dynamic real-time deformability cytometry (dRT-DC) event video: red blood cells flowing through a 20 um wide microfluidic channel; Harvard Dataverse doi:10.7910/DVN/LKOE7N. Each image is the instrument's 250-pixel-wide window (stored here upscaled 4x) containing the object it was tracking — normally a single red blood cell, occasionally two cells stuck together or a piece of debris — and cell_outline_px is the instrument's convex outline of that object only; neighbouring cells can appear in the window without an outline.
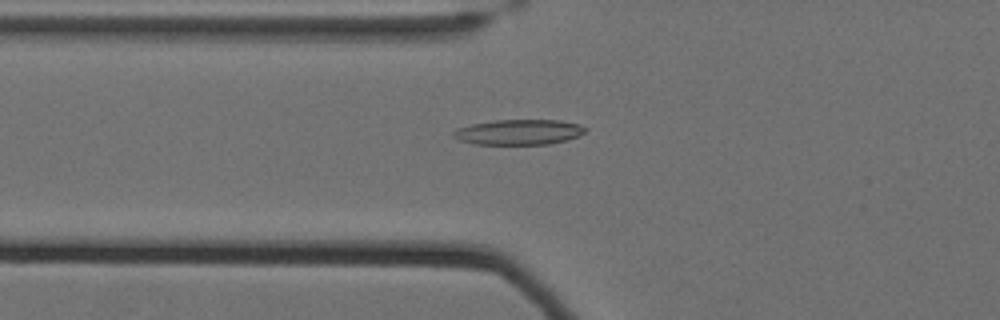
{"species": "Egyptian fruit bat (a non-hibernating species)", "species_latin": "Rousettus aegyptiacus", "temperature_condition": "cold", "stored_images_in_passage": 38, "camera_frame_rate_fps": 3000, "um_per_image_px": 0.085, "animal": {"sex": "female"}, "frame": {"image": 1, "passage_image": 5, "time_ms": 1.333, "image_size_px": [1000, 320], "cell_outline_px": [[588, 128], [580, 136], [568, 140], [548, 144], [476, 144], [456, 140], [452, 136], [452, 132], [456, 128], [472, 124], [496, 120], [560, 120], [580, 124]], "centroid_in_image_um": [44.1, 11.23], "position_along_channel_um": 81.7, "area_um2": 19.65}}
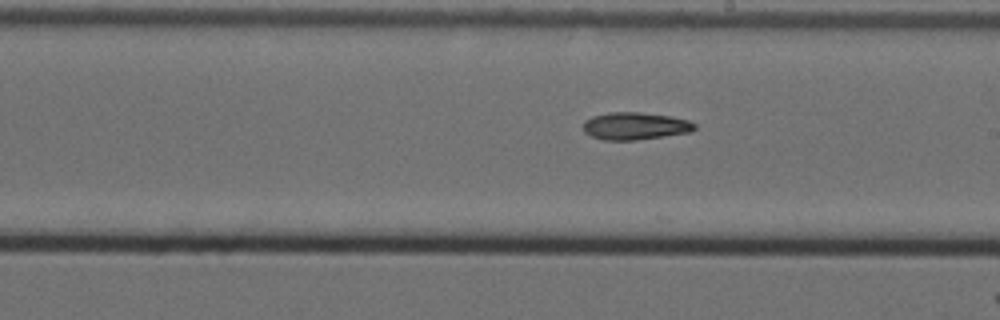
{"frame": {"image": 2, "passage_image": 18, "time_ms": 5.667, "image_size_px": [1000, 320], "cell_outline_px": [[696, 128], [688, 132], [636, 140], [604, 140], [592, 136], [584, 132], [584, 120], [592, 116], [608, 112], [640, 112], [672, 116], [688, 120], [696, 124]], "centroid_in_image_um": [53.96, 10.7], "position_along_channel_um": 235.0, "area_um2": 17.74}}
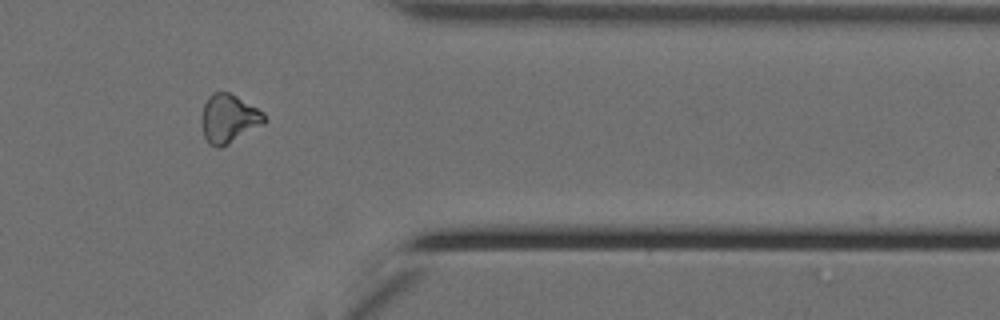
{"frame": {"image": 3, "passage_image": 32, "time_ms": 10.333, "image_size_px": [1000, 320], "cell_outline_px": [[268, 120], [264, 124], [228, 144], [220, 148], [216, 148], [208, 144], [204, 136], [200, 120], [200, 116], [204, 104], [208, 96], [212, 92], [228, 92], [236, 96], [264, 112]], "centroid_in_image_um": [19.43, 10.09], "position_along_channel_um": 392.0, "area_um2": 18.03}}